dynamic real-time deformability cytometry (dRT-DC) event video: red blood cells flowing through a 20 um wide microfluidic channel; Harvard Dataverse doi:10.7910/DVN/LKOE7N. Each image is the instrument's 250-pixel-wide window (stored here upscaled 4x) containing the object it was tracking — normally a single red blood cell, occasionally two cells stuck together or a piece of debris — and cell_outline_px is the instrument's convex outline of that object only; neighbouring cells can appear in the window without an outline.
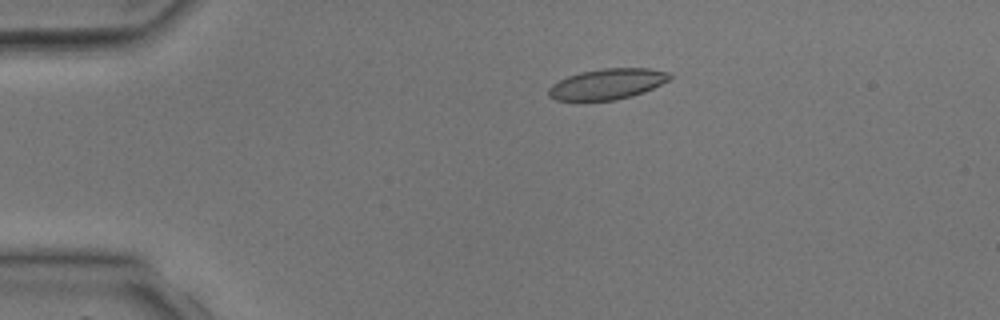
{"species": "common noctule bat (a hibernating species)", "species_latin": "Nyctalus noctula", "temperature_condition": "room temperature", "stored_images_in_passage": 1, "camera_frame_rate_fps": 3000, "um_per_image_px": 0.085, "animal": {"sex": "male", "body_mass_g": 17.9, "forearm_length_mm": 54.2}, "frame": {"image": 1, "passage_image": 1, "time_ms": 0.0, "image_size_px": [1000, 320], "cell_outline_px": [[672, 76], [668, 80], [644, 92], [632, 96], [616, 100], [556, 100], [548, 96], [548, 88], [552, 84], [568, 76], [580, 72], [604, 68], [648, 68], [668, 72]], "centroid_in_image_um": [51.6, 7.14], "position_along_channel_um": 33.4, "area_um2": 21.5}}